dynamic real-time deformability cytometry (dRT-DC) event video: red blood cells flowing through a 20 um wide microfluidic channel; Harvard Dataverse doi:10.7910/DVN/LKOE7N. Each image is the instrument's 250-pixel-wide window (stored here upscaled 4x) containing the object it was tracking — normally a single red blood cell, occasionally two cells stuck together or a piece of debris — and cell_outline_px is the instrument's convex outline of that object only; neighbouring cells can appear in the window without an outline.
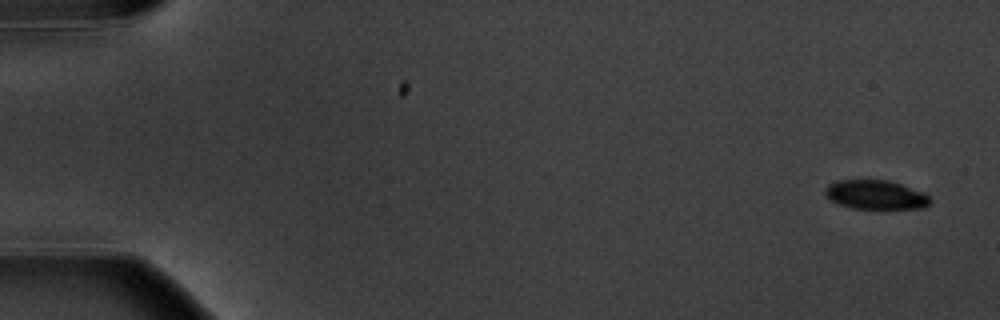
{"species": "common noctule bat (a hibernating species)", "species_latin": "Nyctalus noctula", "temperature_condition": "warm", "stored_images_in_passage": 7, "camera_frame_rate_fps": 3000, "um_per_image_px": 0.085, "animal": {"sex": "male", "body_mass_g": 20.1, "forearm_length_mm": 53.5}, "frame": {"image": 1, "passage_image": 1, "time_ms": 0.0, "image_size_px": [1000, 320], "cell_outline_px": [[932, 200], [924, 208], [852, 208], [840, 204], [832, 200], [824, 192], [828, 184], [840, 180], [888, 180], [924, 192]], "centroid_in_image_um": [74.46, 16.55], "position_along_channel_um": 10.5, "area_um2": 17.51}}
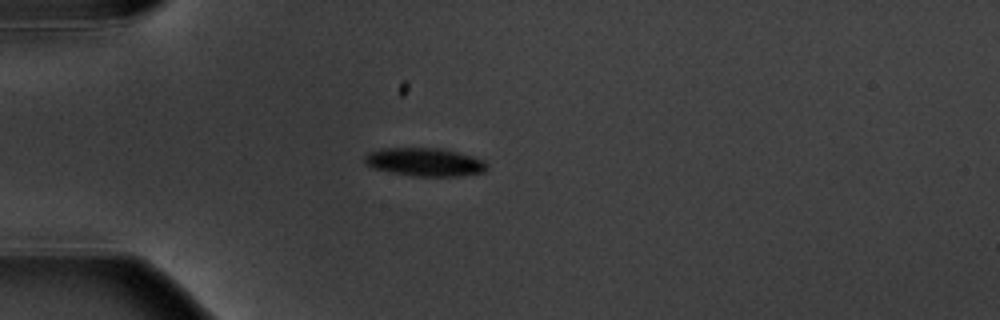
{"frame": {"image": 2, "passage_image": 5, "time_ms": 4.667, "image_size_px": [1000, 320], "cell_outline_px": [[488, 168], [484, 172], [456, 176], [412, 176], [388, 172], [372, 168], [364, 164], [364, 156], [368, 152], [384, 148], [436, 148], [456, 152], [472, 156], [484, 160], [488, 164]], "centroid_in_image_um": [36.07, 13.78], "position_along_channel_um": 48.9, "area_um2": 20.23}}